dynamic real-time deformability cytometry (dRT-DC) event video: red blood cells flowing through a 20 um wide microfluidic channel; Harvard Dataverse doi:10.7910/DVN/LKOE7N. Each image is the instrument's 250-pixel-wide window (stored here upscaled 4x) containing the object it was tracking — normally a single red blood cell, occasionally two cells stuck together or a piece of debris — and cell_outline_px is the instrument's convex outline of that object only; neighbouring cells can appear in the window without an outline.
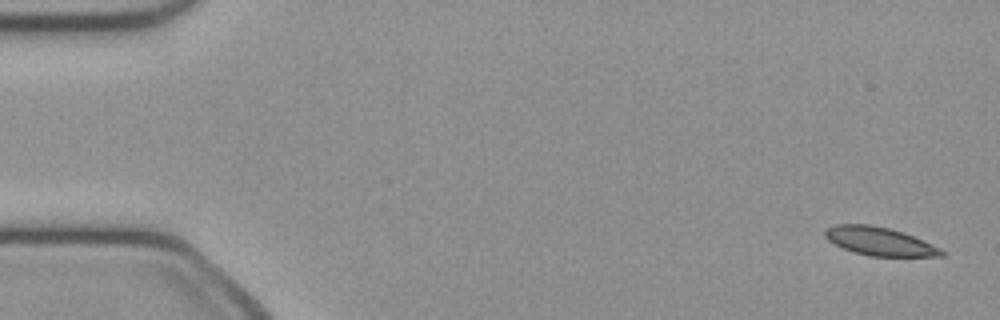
{"species": "common noctule bat (a hibernating species)", "species_latin": "Nyctalus noctula", "temperature_condition": "cold", "stored_images_in_passage": 49, "camera_frame_rate_fps": 3000, "um_per_image_px": 0.085, "animal": {"sex": "female", "body_mass_g": 21.9}, "frame": {"image": 1, "passage_image": 1, "time_ms": 0.0, "image_size_px": [1000, 320], "cell_outline_px": [[948, 252], [944, 256], [868, 256], [844, 248], [828, 240], [824, 236], [824, 228], [832, 224], [868, 224], [888, 228], [904, 232], [940, 248]], "centroid_in_image_um": [74.75, 20.5], "position_along_channel_um": 10.3, "area_um2": 19.25}}
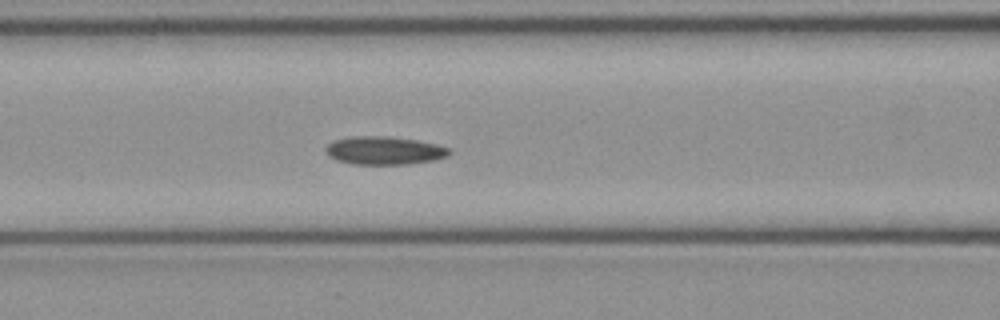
{"frame": {"image": 2, "passage_image": 20, "time_ms": 6.333, "image_size_px": [1000, 320], "cell_outline_px": [[452, 152], [448, 156], [436, 160], [408, 164], [352, 164], [336, 160], [328, 156], [324, 152], [324, 148], [332, 140], [352, 136], [388, 136], [416, 140], [436, 144], [452, 148]], "centroid_in_image_um": [32.66, 12.79], "position_along_channel_um": 133.9, "area_um2": 20.63}}
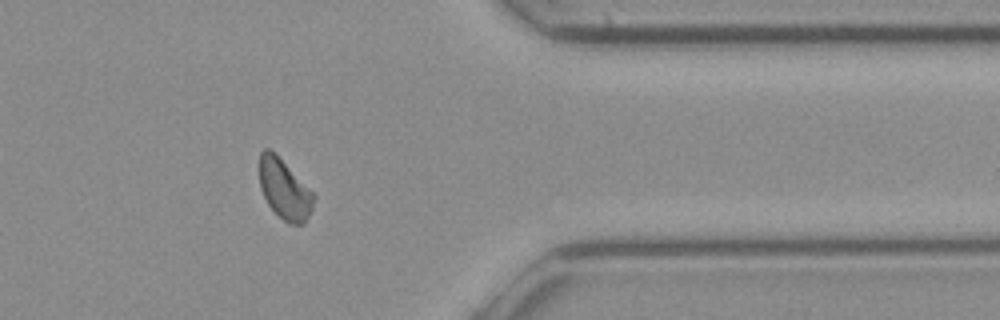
{"frame": {"image": 3, "passage_image": 40, "time_ms": 13.0, "image_size_px": [1000, 320], "cell_outline_px": [[316, 196], [312, 208], [304, 224], [288, 224], [268, 204], [260, 188], [256, 164], [260, 152], [264, 148], [268, 148]], "centroid_in_image_um": [24.11, 16.08], "position_along_channel_um": 387.3, "area_um2": 18.73}}